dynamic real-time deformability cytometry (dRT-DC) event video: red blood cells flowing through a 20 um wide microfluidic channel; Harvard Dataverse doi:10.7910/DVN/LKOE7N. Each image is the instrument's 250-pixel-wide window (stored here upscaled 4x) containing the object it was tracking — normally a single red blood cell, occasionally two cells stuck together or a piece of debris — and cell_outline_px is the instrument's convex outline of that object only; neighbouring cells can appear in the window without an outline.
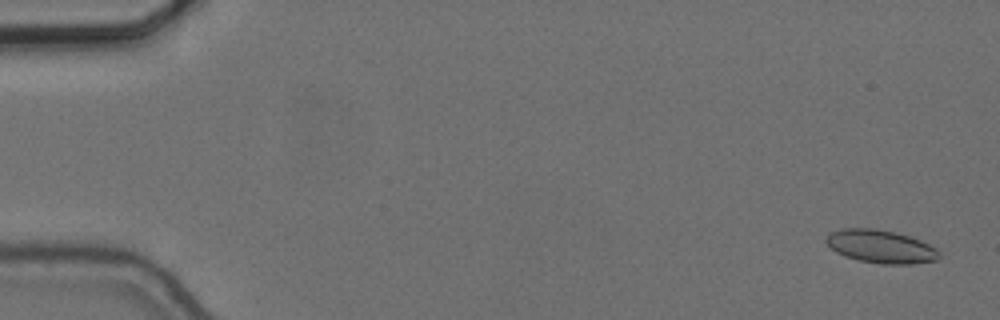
{"species": "common noctule bat (a hibernating species)", "species_latin": "Nyctalus noctula", "temperature_condition": "cold", "stored_images_in_passage": 57, "camera_frame_rate_fps": 3000, "um_per_image_px": 0.085, "animal": {"sex": "female", "body_mass_g": 24.6, "forearm_length_mm": 56.2}, "frame": {"image": 1, "passage_image": 3, "time_ms": 0.667, "image_size_px": [1000, 320], "cell_outline_px": [[940, 256], [936, 260], [912, 264], [880, 264], [860, 260], [844, 256], [836, 252], [824, 240], [832, 232], [840, 228], [876, 228], [908, 236], [920, 240], [936, 248], [940, 252]], "centroid_in_image_um": [74.87, 20.96], "position_along_channel_um": 10.1, "area_um2": 21.68}}
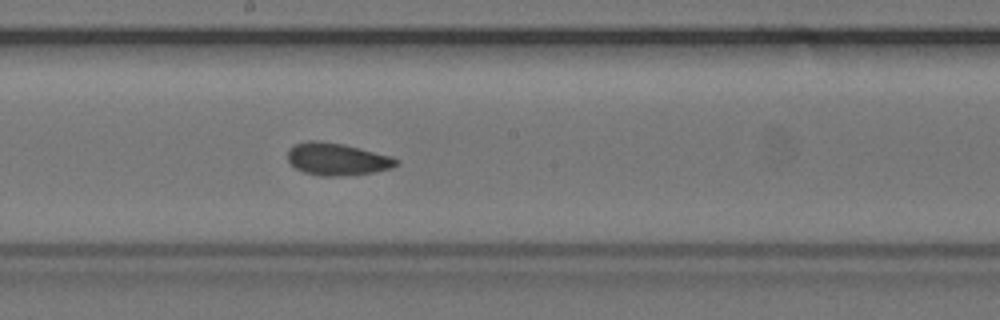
{"frame": {"image": 2, "passage_image": 32, "time_ms": 10.333, "image_size_px": [1000, 320], "cell_outline_px": [[400, 164], [392, 168], [372, 172], [336, 176], [320, 176], [304, 172], [296, 168], [288, 160], [288, 148], [296, 144], [308, 140], [320, 140], [344, 144], [392, 156], [400, 160]], "centroid_in_image_um": [28.67, 13.51], "position_along_channel_um": 219.5, "area_um2": 20.52}}
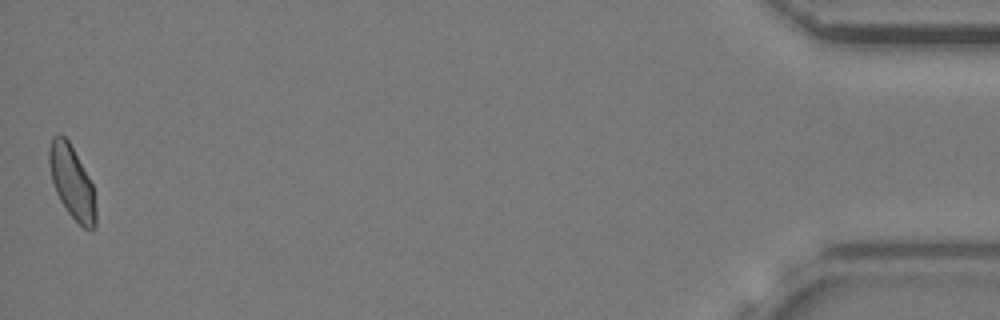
{"frame": {"image": 3, "passage_image": 57, "time_ms": 18.667, "image_size_px": [1000, 320], "cell_outline_px": [[96, 224], [92, 232], [84, 228], [68, 212], [60, 200], [56, 192], [52, 180], [48, 164], [48, 148], [52, 136], [60, 132], [68, 140], [88, 176], [92, 184], [96, 208]], "centroid_in_image_um": [6.1, 15.47], "position_along_channel_um": 429.1, "area_um2": 19.83}, "authors_computed_cell_mechanics": {"area_um2": 20.519, "velocity_mm_per_s": 3.6426, "shape_relaxation_time_tau1_ms": null, "shape_relaxation_time_tau2_ms": 2.068, "deformation_change_tau1": null, "deformation_change_tau2": 0.0675}}